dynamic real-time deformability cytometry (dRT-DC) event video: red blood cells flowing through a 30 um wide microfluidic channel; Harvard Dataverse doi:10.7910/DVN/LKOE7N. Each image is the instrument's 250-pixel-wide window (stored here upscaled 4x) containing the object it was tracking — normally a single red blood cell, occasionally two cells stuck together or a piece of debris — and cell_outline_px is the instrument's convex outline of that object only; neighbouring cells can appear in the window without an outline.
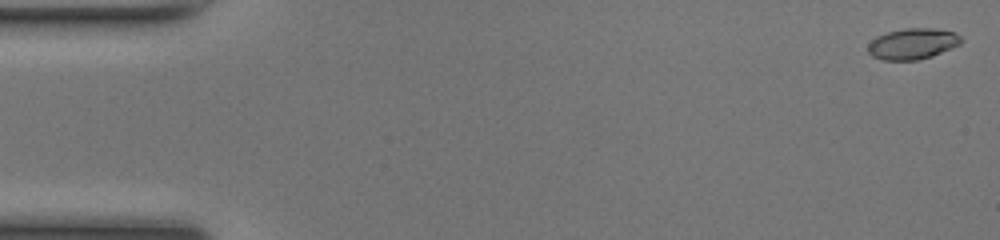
{"species": "common noctule bat (a hibernating species)", "species_latin": "Nyctalus noctula", "temperature_condition": "room temperature", "stored_images_in_passage": 48, "camera_frame_rate_fps": 3000, "um_per_image_px": 0.085, "animal": {"sex": "female", "body_mass_g": 17.0, "forearm_length_mm": 48.0}, "frame": {"image": 1, "passage_image": 1, "time_ms": 0.0, "image_size_px": [1000, 240], "cell_outline_px": [[964, 40], [960, 44], [932, 56], [916, 60], [884, 60], [872, 56], [868, 52], [868, 44], [876, 36], [888, 32], [904, 28], [932, 28], [952, 32], [960, 36]], "centroid_in_image_um": [77.56, 3.72], "position_along_channel_um": 7.4, "area_um2": 16.7}}
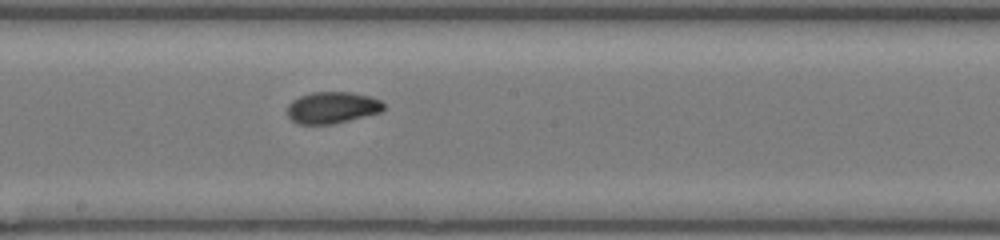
{"frame": {"image": 2, "passage_image": 27, "time_ms": 8.667, "image_size_px": [1000, 240], "cell_outline_px": [[384, 108], [380, 112], [332, 124], [296, 124], [288, 116], [288, 104], [292, 100], [300, 96], [312, 92], [348, 92], [368, 96], [380, 100], [384, 104]], "centroid_in_image_um": [28.2, 9.14], "position_along_channel_um": 220.0, "area_um2": 17.57}}
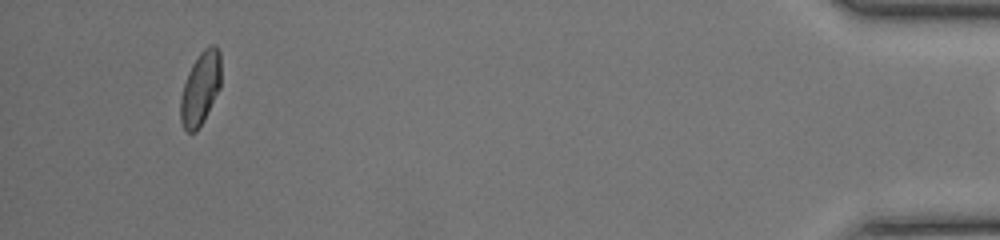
{"frame": {"image": 3, "passage_image": 47, "time_ms": 15.333, "image_size_px": [1000, 240], "cell_outline_px": [[220, 88], [204, 120], [196, 132], [188, 132], [184, 128], [180, 120], [180, 96], [188, 72], [192, 64], [200, 52], [208, 44], [216, 44], [220, 52]], "centroid_in_image_um": [17.03, 7.49], "position_along_channel_um": 418.2, "area_um2": 17.4}}